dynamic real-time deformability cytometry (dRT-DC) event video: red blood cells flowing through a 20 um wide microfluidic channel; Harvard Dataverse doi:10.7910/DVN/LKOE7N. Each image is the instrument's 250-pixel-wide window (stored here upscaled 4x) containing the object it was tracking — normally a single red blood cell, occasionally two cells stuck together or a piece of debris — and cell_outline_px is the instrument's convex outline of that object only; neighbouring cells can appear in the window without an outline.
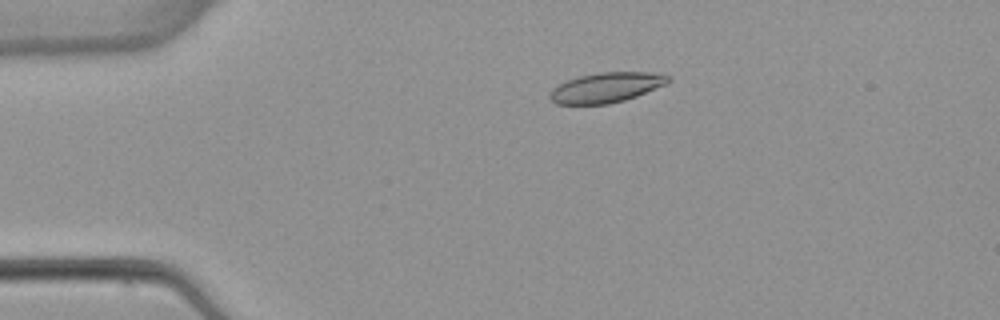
{"species": "common noctule bat (a hibernating species)", "species_latin": "Nyctalus noctula", "temperature_condition": "warm", "stored_images_in_passage": 4, "camera_frame_rate_fps": 3000, "um_per_image_px": 0.085, "animal": {"sex": "female", "body_mass_g": 22.7, "forearm_length_mm": 54.2}, "frame": {"image": 1, "passage_image": 3, "time_ms": 2.333, "image_size_px": [1000, 320], "cell_outline_px": [[672, 80], [668, 84], [636, 96], [624, 100], [608, 104], [556, 104], [548, 96], [552, 88], [568, 80], [580, 76], [600, 72], [652, 72], [672, 76]], "centroid_in_image_um": [51.58, 7.43], "position_along_channel_um": 33.4, "area_um2": 20.75}}